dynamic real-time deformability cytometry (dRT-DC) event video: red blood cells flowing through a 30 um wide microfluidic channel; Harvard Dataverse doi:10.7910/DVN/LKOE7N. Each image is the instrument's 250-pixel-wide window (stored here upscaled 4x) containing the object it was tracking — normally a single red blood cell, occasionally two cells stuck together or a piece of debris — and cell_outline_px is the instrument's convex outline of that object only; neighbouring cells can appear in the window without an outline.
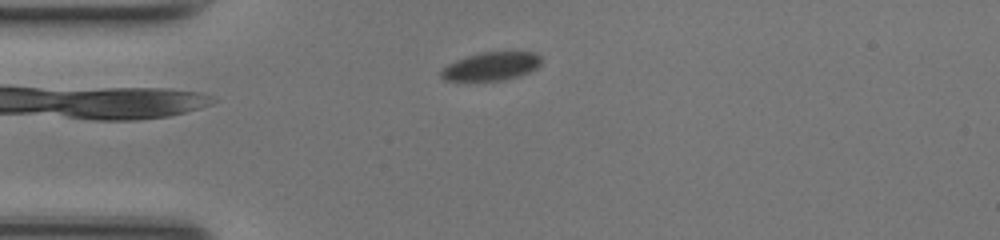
{"species": "common noctule bat (a hibernating species)", "species_latin": "Nyctalus noctula", "temperature_condition": "room temperature", "stored_images_in_passage": 28, "camera_frame_rate_fps": 3000, "um_per_image_px": 0.085, "animal": {"sex": "female", "body_mass_g": 17.0, "forearm_length_mm": 48.0}, "frame": {"image": 1, "passage_image": 1, "time_ms": 0.0, "image_size_px": [1000, 240], "cell_outline_px": [[540, 64], [536, 68], [520, 76], [504, 80], [444, 80], [440, 76], [440, 72], [448, 64], [456, 60], [468, 56], [484, 52], [536, 52], [540, 56]], "centroid_in_image_um": [41.77, 5.63], "position_along_channel_um": 43.2, "area_um2": 16.3}}
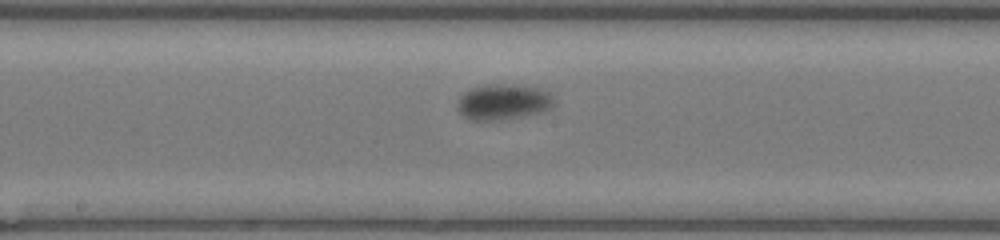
{"frame": {"image": 2, "passage_image": 15, "time_ms": 4.667, "image_size_px": [1000, 240], "cell_outline_px": [[552, 104], [544, 112], [500, 120], [468, 120], [456, 108], [456, 104], [460, 96], [464, 92], [472, 88], [536, 88], [548, 92], [552, 100]], "centroid_in_image_um": [42.7, 8.76], "position_along_channel_um": 205.5, "area_um2": 18.67}}
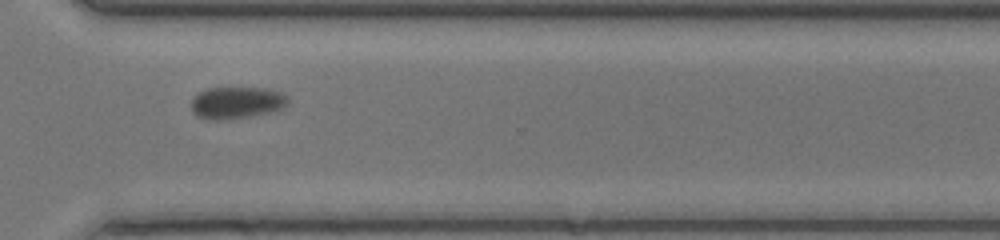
{"frame": {"image": 3, "passage_image": 26, "time_ms": 8.333, "image_size_px": [1000, 240], "cell_outline_px": [[288, 104], [284, 108], [252, 116], [220, 120], [208, 120], [196, 116], [192, 112], [192, 100], [200, 92], [208, 88], [264, 88], [280, 92], [288, 100]], "centroid_in_image_um": [20.09, 8.74], "position_along_channel_um": 350.5, "area_um2": 17.86}, "authors_computed_cell_mechanics": {"area_um2": 18.6116, "velocity_mm_per_s": 3.9491, "shape_relaxation_time_tau1_ms": 1.2186, "shape_relaxation_time_tau2_ms": null, "deformation_change_tau1": 0.0737, "deformation_change_tau2": null}}